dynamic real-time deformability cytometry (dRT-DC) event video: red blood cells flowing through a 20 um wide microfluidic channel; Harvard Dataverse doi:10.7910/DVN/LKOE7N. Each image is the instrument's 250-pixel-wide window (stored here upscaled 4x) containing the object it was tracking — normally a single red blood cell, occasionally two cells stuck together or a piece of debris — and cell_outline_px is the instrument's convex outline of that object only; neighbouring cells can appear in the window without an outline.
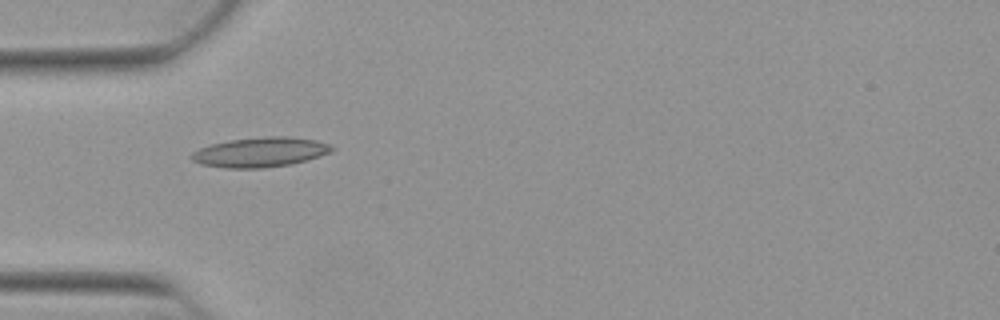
{"species": "Egyptian fruit bat (a non-hibernating species)", "species_latin": "Rousettus aegyptiacus", "temperature_condition": "warm", "stored_images_in_passage": 50, "camera_frame_rate_fps": 3000, "um_per_image_px": 0.085, "animal": {"sex": "female"}, "frame": {"image": 1, "passage_image": 16, "time_ms": 5.0, "image_size_px": [1000, 320], "cell_outline_px": [[336, 148], [332, 152], [308, 160], [292, 164], [264, 168], [224, 168], [200, 164], [192, 160], [188, 156], [192, 152], [200, 148], [212, 144], [232, 140], [264, 136], [288, 136], [316, 140], [332, 144]], "centroid_in_image_um": [22.16, 12.94], "position_along_channel_um": 62.8, "area_um2": 24.62}}
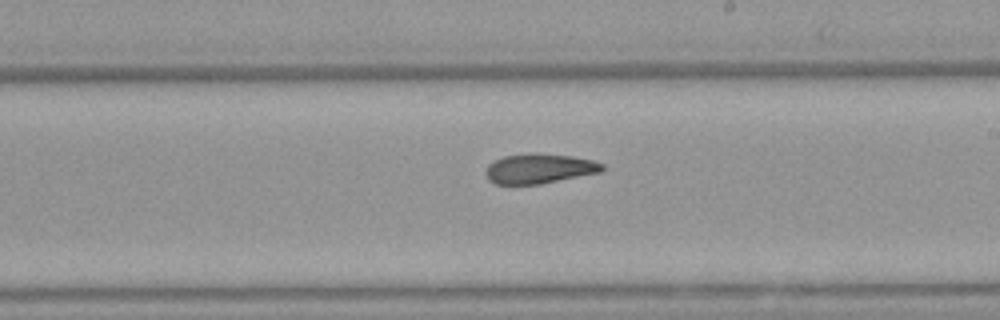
{"frame": {"image": 2, "passage_image": 30, "time_ms": 9.667, "image_size_px": [1000, 320], "cell_outline_px": [[604, 168], [600, 172], [540, 184], [496, 184], [488, 180], [484, 172], [488, 164], [504, 156], [532, 152], [572, 156], [592, 160], [604, 164]], "centroid_in_image_um": [45.81, 14.32], "position_along_channel_um": 243.2, "area_um2": 20.29}}
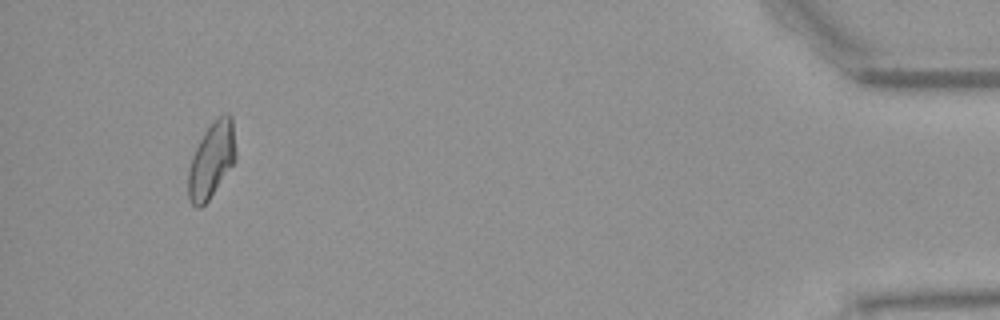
{"frame": {"image": 3, "passage_image": 49, "time_ms": 16.0, "image_size_px": [1000, 320], "cell_outline_px": [[236, 160], [208, 200], [200, 208], [196, 208], [192, 204], [188, 196], [188, 168], [192, 156], [204, 132], [224, 112], [228, 112], [232, 116], [236, 156]], "centroid_in_image_um": [17.98, 13.61], "position_along_channel_um": 417.2, "area_um2": 20.69}}